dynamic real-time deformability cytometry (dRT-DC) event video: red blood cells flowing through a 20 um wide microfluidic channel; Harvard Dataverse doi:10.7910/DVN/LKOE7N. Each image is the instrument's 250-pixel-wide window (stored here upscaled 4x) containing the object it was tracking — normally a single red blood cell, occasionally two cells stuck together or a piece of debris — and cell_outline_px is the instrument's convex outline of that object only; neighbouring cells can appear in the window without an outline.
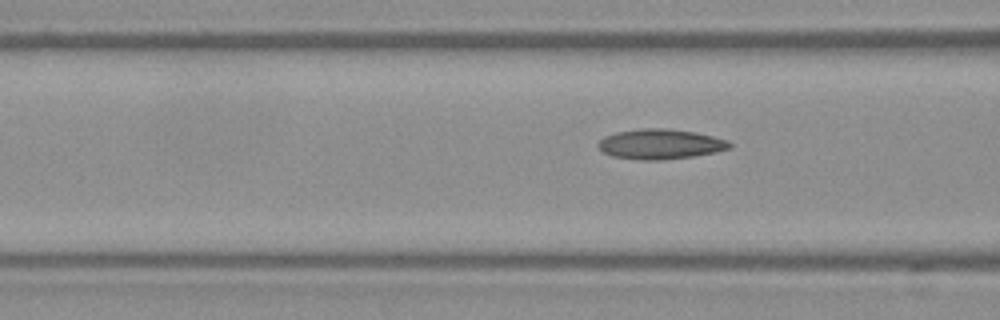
{"species": "Egyptian fruit bat (a non-hibernating species)", "species_latin": "Rousettus aegyptiacus", "temperature_condition": "warm", "stored_images_in_passage": 7, "segment_of_instrument_passage": [2, 2], "camera_frame_rate_fps": 3000, "um_per_image_px": 0.085, "frame": {"image": 1, "passage_image": 7, "time_ms": 2.0, "image_size_px": [1000, 320], "cell_outline_px": [[732, 148], [716, 152], [692, 156], [664, 160], [640, 160], [612, 156], [604, 152], [596, 144], [604, 136], [616, 132], [640, 128], [668, 128], [692, 132], [712, 136], [728, 140], [732, 144]], "centroid_in_image_um": [56.13, 12.25], "position_along_channel_um": 110.5, "area_um2": 23.06}}